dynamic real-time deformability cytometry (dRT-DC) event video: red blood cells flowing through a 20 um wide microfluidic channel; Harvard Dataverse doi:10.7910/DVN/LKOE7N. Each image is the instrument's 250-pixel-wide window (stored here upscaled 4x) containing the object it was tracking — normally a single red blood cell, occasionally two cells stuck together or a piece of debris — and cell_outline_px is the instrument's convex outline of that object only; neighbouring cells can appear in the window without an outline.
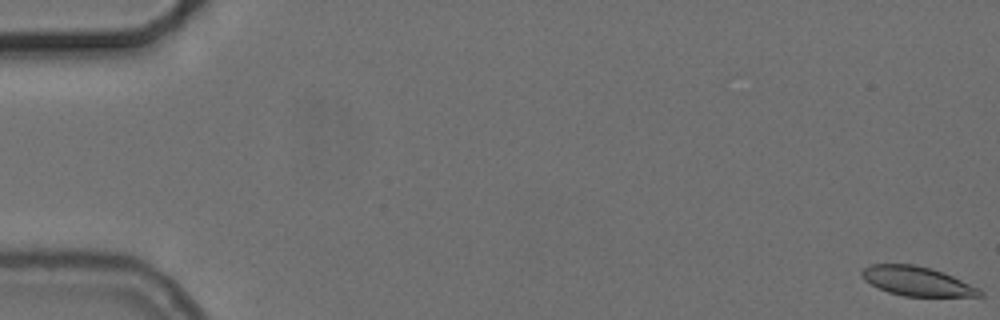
{"species": "common noctule bat (a hibernating species)", "species_latin": "Nyctalus noctula", "temperature_condition": "cold", "stored_images_in_passage": 28, "camera_frame_rate_fps": 3000, "um_per_image_px": 0.085, "animal": {"sex": "female", "body_mass_g": 24.6, "forearm_length_mm": 56.2}, "frame": {"image": 1, "passage_image": 1, "time_ms": 0.0, "image_size_px": [1000, 320], "cell_outline_px": [[984, 296], [904, 296], [888, 292], [864, 280], [860, 276], [860, 272], [868, 264], [916, 264], [932, 268], [952, 276], [980, 288], [984, 292]], "centroid_in_image_um": [77.94, 23.89], "position_along_channel_um": 7.1, "area_um2": 20.17}}
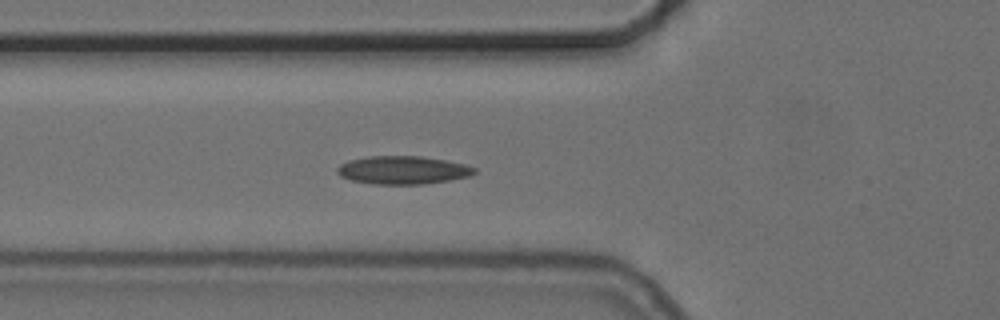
{"frame": {"image": 2, "passage_image": 21, "time_ms": 6.667, "image_size_px": [1000, 320], "cell_outline_px": [[476, 172], [468, 176], [448, 180], [424, 184], [376, 184], [352, 180], [340, 176], [336, 172], [336, 168], [340, 164], [348, 160], [368, 156], [420, 156], [444, 160], [464, 164], [476, 168]], "centroid_in_image_um": [34.2, 14.45], "position_along_channel_um": 91.6, "area_um2": 22.37}}
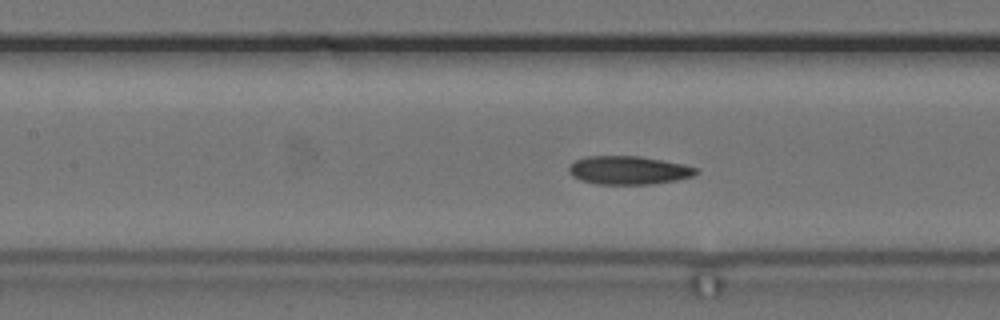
{"frame": {"image": 3, "passage_image": 26, "time_ms": 8.333, "image_size_px": [1000, 320], "cell_outline_px": [[696, 172], [692, 176], [676, 180], [652, 184], [596, 184], [580, 180], [572, 176], [568, 172], [568, 168], [576, 160], [588, 156], [640, 156], [684, 164], [696, 168]], "centroid_in_image_um": [53.4, 14.47], "position_along_channel_um": 154.0, "area_um2": 20.92}}